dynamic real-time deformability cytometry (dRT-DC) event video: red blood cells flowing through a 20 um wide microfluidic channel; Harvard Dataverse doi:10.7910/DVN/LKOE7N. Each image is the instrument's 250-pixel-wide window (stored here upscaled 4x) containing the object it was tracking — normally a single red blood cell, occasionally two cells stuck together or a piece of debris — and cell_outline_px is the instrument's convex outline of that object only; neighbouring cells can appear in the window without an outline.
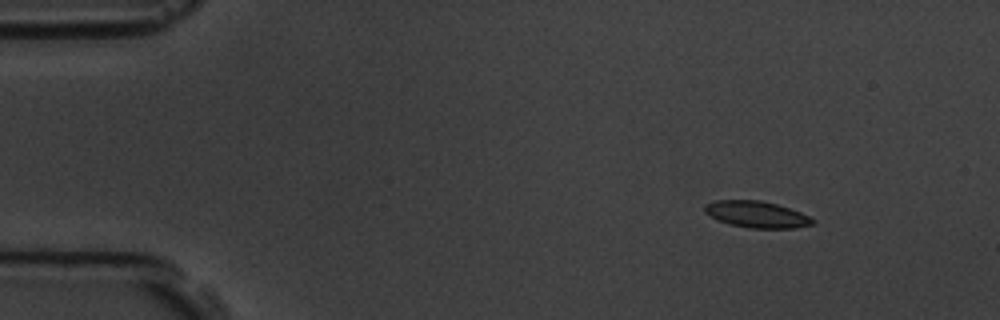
{"species": "common noctule bat (a hibernating species)", "species_latin": "Nyctalus noctula", "temperature_condition": "room temperature", "stored_images_in_passage": 6, "camera_frame_rate_fps": 3000, "um_per_image_px": 0.085, "animal": {"sex": "male", "body_mass_g": 19.5, "forearm_length_mm": 54.6}, "frame": {"image": 1, "passage_image": 1, "time_ms": 0.0, "image_size_px": [1000, 320], "cell_outline_px": [[816, 224], [796, 228], [748, 228], [728, 224], [704, 212], [704, 204], [716, 200], [760, 200], [776, 204], [800, 212], [816, 220]], "centroid_in_image_um": [64.34, 18.23], "position_along_channel_um": 20.7, "area_um2": 16.7}}
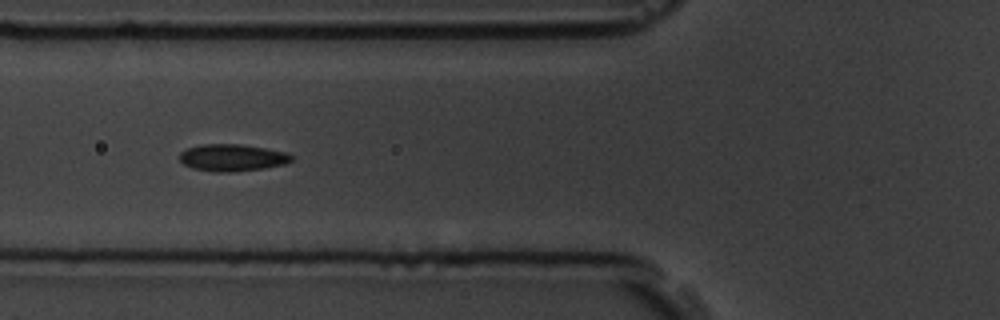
{"frame": {"image": 2, "passage_image": 5, "time_ms": 4.667, "image_size_px": [1000, 320], "cell_outline_px": [[292, 160], [284, 164], [264, 168], [232, 172], [212, 172], [192, 168], [184, 164], [180, 160], [180, 152], [188, 148], [204, 144], [240, 144], [288, 152], [292, 156]], "centroid_in_image_um": [19.74, 13.4], "position_along_channel_um": 106.1, "area_um2": 17.57}}
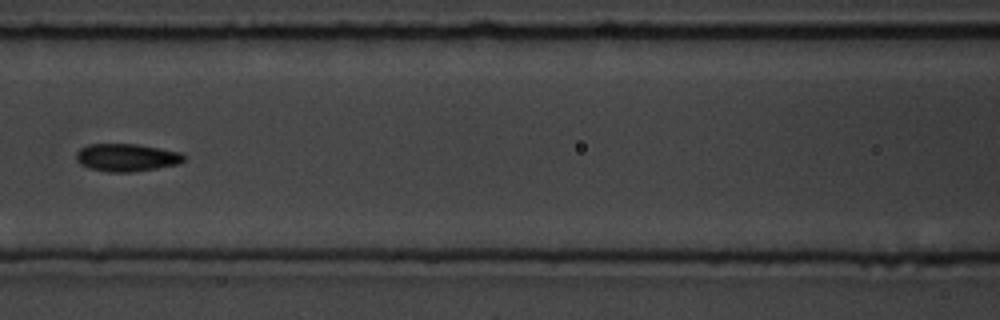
{"frame": {"image": 3, "passage_image": 6, "time_ms": 6.0, "image_size_px": [1000, 320], "cell_outline_px": [[184, 160], [180, 164], [132, 172], [108, 172], [88, 168], [80, 164], [76, 160], [76, 152], [80, 148], [88, 144], [136, 144], [160, 148], [180, 152], [184, 156]], "centroid_in_image_um": [10.74, 13.39], "position_along_channel_um": 155.9, "area_um2": 17.46}}